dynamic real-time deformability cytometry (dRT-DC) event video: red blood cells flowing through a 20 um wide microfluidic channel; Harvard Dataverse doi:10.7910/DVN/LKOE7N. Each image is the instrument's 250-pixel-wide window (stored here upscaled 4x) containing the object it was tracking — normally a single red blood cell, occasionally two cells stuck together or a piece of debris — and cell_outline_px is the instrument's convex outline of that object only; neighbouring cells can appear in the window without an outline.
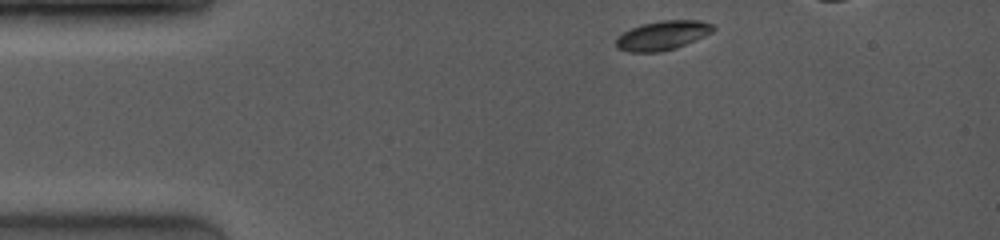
{"species": "common noctule bat (a hibernating species)", "species_latin": "Nyctalus noctula", "temperature_condition": "room temperature", "stored_images_in_passage": 17, "camera_frame_rate_fps": 4000, "um_per_image_px": 0.085, "animal": {"sex": "female", "body_mass_g": 19.0, "forearm_length_mm": 53.3}, "frame": {"image": 1, "passage_image": 1, "time_ms": 0.0, "image_size_px": [1000, 240], "cell_outline_px": [[716, 28], [712, 32], [704, 36], [676, 48], [660, 52], [628, 52], [616, 48], [616, 36], [640, 24], [660, 20], [700, 20], [712, 24]], "centroid_in_image_um": [56.29, 3.01], "position_along_channel_um": 28.7, "area_um2": 16.65}}
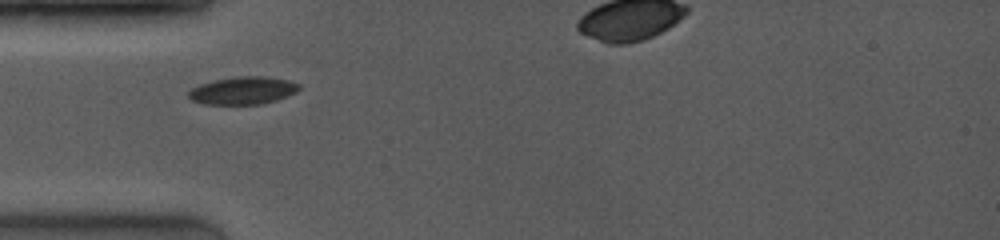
{"frame": {"image": 2, "passage_image": 16, "time_ms": 2.25, "image_size_px": [1000, 240], "cell_outline_px": [[300, 88], [296, 92], [288, 96], [264, 104], [204, 104], [192, 100], [188, 96], [188, 92], [192, 88], [200, 84], [216, 80], [240, 76], [264, 76], [288, 80], [300, 84]], "centroid_in_image_um": [20.68, 7.7], "position_along_channel_um": 64.3, "area_um2": 17.74}}